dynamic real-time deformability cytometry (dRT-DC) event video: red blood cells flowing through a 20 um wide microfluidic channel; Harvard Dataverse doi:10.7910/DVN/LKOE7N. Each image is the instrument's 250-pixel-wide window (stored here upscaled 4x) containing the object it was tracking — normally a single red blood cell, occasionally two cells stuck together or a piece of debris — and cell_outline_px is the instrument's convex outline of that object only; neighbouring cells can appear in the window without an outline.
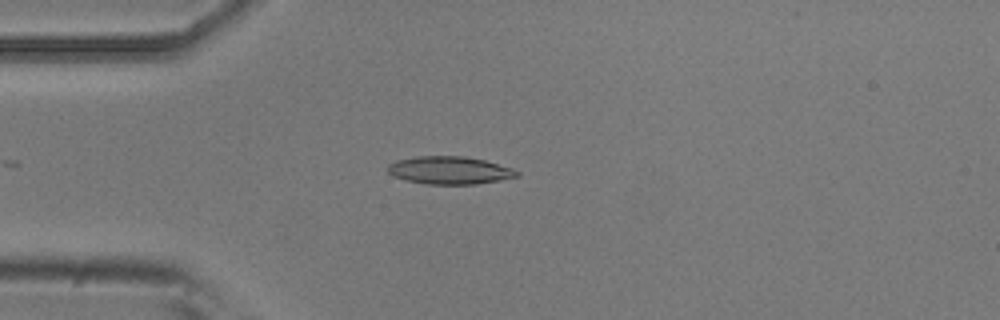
{"species": "common noctule bat (a hibernating species)", "species_latin": "Nyctalus noctula", "temperature_condition": "room temperature", "stored_images_in_passage": 3, "camera_frame_rate_fps": 3000, "um_per_image_px": 0.085, "animal": {"sex": "male", "body_mass_g": 20.5, "forearm_length_mm": 52.5}, "frame": {"image": 1, "passage_image": 1, "time_ms": 0.0, "image_size_px": [1000, 320], "cell_outline_px": [[520, 176], [476, 184], [428, 184], [408, 180], [392, 176], [388, 172], [388, 164], [396, 160], [416, 156], [464, 156], [484, 160], [512, 168], [520, 172]], "centroid_in_image_um": [38.21, 14.47], "position_along_channel_um": 46.8, "area_um2": 20.81}}
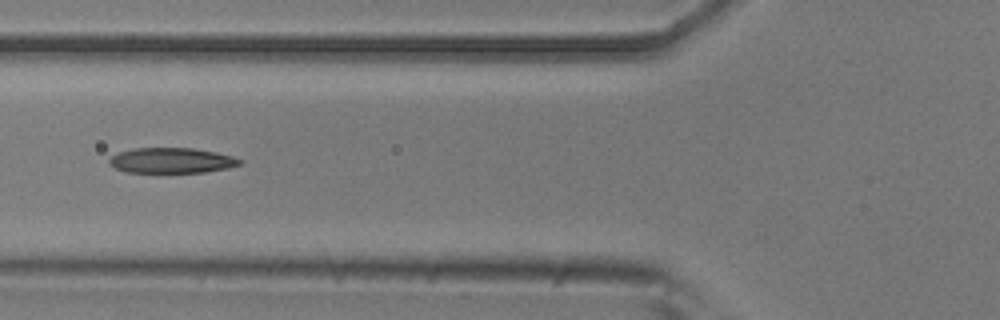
{"frame": {"image": 2, "passage_image": 3, "time_ms": 0.667, "image_size_px": [1000, 320], "cell_outline_px": [[244, 160], [240, 164], [228, 168], [204, 172], [124, 172], [108, 164], [108, 160], [112, 156], [120, 152], [132, 148], [192, 148], [216, 152], [232, 156]], "centroid_in_image_um": [14.58, 13.64], "position_along_channel_um": 111.2, "area_um2": 19.25}}